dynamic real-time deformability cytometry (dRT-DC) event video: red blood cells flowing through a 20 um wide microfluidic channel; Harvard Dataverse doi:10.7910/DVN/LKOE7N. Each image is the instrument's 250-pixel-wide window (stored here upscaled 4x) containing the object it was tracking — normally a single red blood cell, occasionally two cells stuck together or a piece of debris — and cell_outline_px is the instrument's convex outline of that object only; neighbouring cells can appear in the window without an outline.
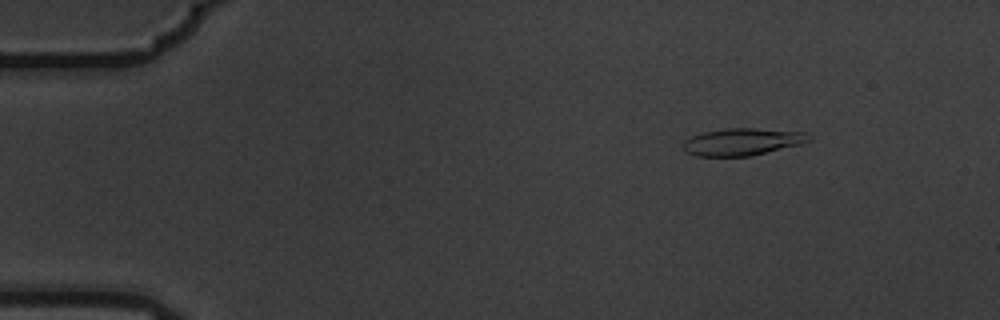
{"species": "common noctule bat (a hibernating species)", "species_latin": "Nyctalus noctula", "temperature_condition": "warm", "stored_images_in_passage": 6, "segment_of_instrument_passage": [2, 2], "camera_frame_rate_fps": 3000, "um_per_image_px": 0.085, "animal": {"sex": "male", "body_mass_g": 19.5, "forearm_length_mm": 54.6}, "frame": {"image": 1, "passage_image": 6, "time_ms": 1.667, "image_size_px": [1000, 320], "cell_outline_px": [[812, 140], [800, 144], [752, 156], [696, 156], [684, 152], [684, 140], [692, 136], [704, 132], [728, 128], [752, 128], [804, 132], [812, 136]], "centroid_in_image_um": [63.1, 12.06], "position_along_channel_um": 21.9, "area_um2": 19.88}}